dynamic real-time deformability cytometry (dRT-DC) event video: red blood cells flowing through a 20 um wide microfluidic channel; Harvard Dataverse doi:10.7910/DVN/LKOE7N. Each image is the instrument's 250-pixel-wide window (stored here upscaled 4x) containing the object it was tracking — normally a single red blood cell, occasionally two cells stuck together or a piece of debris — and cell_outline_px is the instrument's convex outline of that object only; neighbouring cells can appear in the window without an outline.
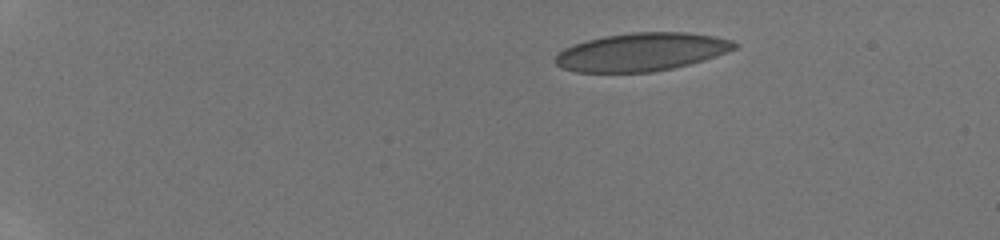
{"species": "human", "species_latin": "Homo sapiens", "temperature_condition": "room temperature", "stored_images_in_passage": 69, "camera_frame_rate_fps": 3000, "um_per_image_px": 0.085, "donor": {"sex": "male"}, "frame": {"image": 1, "passage_image": 1, "time_ms": 0.0, "image_size_px": [1000, 240], "cell_outline_px": [[740, 44], [736, 48], [716, 56], [688, 64], [672, 68], [652, 72], [576, 72], [560, 68], [552, 60], [564, 48], [572, 44], [604, 36], [632, 32], [688, 32], [716, 36], [732, 40]], "centroid_in_image_um": [54.52, 4.41], "position_along_channel_um": 30.5, "area_um2": 39.94}}
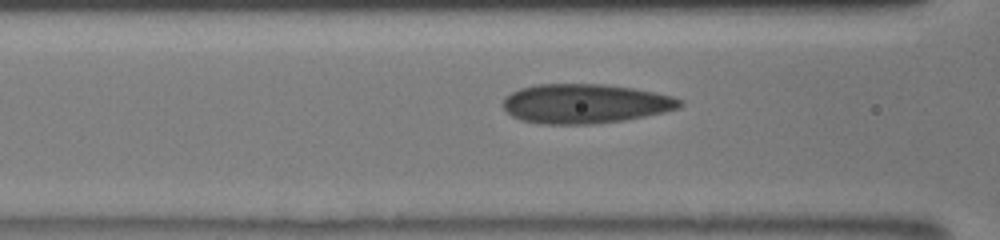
{"frame": {"image": 2, "passage_image": 24, "time_ms": 5.0, "image_size_px": [1000, 240], "cell_outline_px": [[684, 104], [680, 108], [664, 112], [624, 120], [588, 124], [544, 124], [520, 120], [512, 116], [504, 108], [504, 100], [512, 92], [520, 88], [536, 84], [604, 84], [632, 88], [656, 92], [672, 96], [684, 100]], "centroid_in_image_um": [49.78, 8.81], "position_along_channel_um": 116.8, "area_um2": 40.58}}
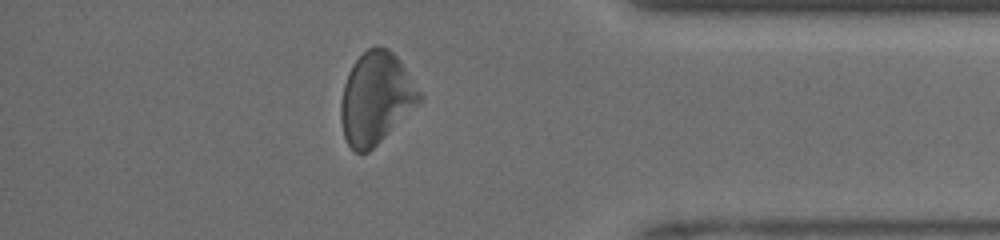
{"frame": {"image": 3, "passage_image": 56, "time_ms": 12.333, "image_size_px": [1000, 240], "cell_outline_px": [[424, 100], [368, 152], [356, 152], [348, 144], [344, 136], [340, 120], [340, 104], [344, 84], [348, 72], [352, 64], [368, 48], [376, 44], [380, 44], [388, 48], [400, 60], [424, 96]], "centroid_in_image_um": [31.97, 8.31], "position_along_channel_um": 403.2, "area_um2": 42.25}, "authors_computed_cell_mechanics": {"area_um2": 40.5756, "velocity_mm_per_s": 4.1221, "shape_relaxation_time_tau1_ms": 7.03, "shape_relaxation_time_tau2_ms": 1.3848, "deformation_change_tau1": 0.1611, "deformation_change_tau2": 0.0958}}